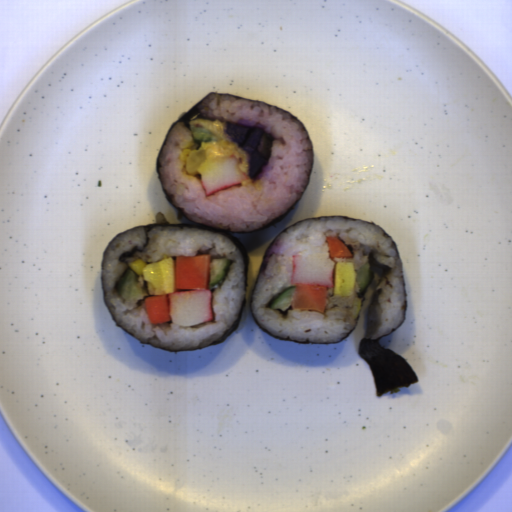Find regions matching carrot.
I'll return each mask as SVG.
<instances>
[{"label":"carrot","mask_w":512,"mask_h":512,"mask_svg":"<svg viewBox=\"0 0 512 512\" xmlns=\"http://www.w3.org/2000/svg\"><path fill=\"white\" fill-rule=\"evenodd\" d=\"M324 242L328 247L329 258H354L340 237L326 236Z\"/></svg>","instance_id":"07d2c1c8"},{"label":"carrot","mask_w":512,"mask_h":512,"mask_svg":"<svg viewBox=\"0 0 512 512\" xmlns=\"http://www.w3.org/2000/svg\"><path fill=\"white\" fill-rule=\"evenodd\" d=\"M171 302L167 294H150L144 298V308L149 323L163 325L171 321Z\"/></svg>","instance_id":"1c9b5961"},{"label":"carrot","mask_w":512,"mask_h":512,"mask_svg":"<svg viewBox=\"0 0 512 512\" xmlns=\"http://www.w3.org/2000/svg\"><path fill=\"white\" fill-rule=\"evenodd\" d=\"M211 255L176 256L175 290H207L210 280Z\"/></svg>","instance_id":"b8716197"},{"label":"carrot","mask_w":512,"mask_h":512,"mask_svg":"<svg viewBox=\"0 0 512 512\" xmlns=\"http://www.w3.org/2000/svg\"><path fill=\"white\" fill-rule=\"evenodd\" d=\"M327 291L328 286L315 282L295 283L291 306L297 310H315L324 314Z\"/></svg>","instance_id":"cead05ca"}]
</instances>
